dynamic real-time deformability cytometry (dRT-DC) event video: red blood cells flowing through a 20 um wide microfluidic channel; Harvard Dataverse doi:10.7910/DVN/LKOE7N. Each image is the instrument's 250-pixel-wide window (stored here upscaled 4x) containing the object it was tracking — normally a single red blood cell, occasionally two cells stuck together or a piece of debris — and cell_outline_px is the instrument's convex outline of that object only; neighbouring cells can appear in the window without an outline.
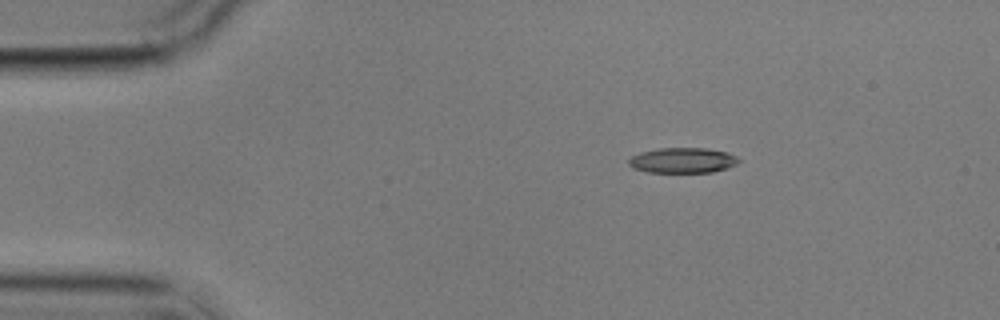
{"species": "common noctule bat (a hibernating species)", "species_latin": "Nyctalus noctula", "temperature_condition": "cold", "stored_images_in_passage": 6, "segment_of_instrument_passage": [2, 2], "camera_frame_rate_fps": 3000, "um_per_image_px": 0.085, "animal": {"sex": "male", "body_mass_g": 17.9}, "frame": {"image": 1, "passage_image": 6, "time_ms": 17.333, "image_size_px": [1000, 320], "cell_outline_px": [[740, 160], [736, 164], [712, 172], [648, 172], [632, 168], [628, 164], [628, 160], [632, 156], [640, 152], [660, 148], [708, 148], [728, 152], [736, 156]], "centroid_in_image_um": [58.0, 13.62], "position_along_channel_um": 27.0, "area_um2": 16.18}}